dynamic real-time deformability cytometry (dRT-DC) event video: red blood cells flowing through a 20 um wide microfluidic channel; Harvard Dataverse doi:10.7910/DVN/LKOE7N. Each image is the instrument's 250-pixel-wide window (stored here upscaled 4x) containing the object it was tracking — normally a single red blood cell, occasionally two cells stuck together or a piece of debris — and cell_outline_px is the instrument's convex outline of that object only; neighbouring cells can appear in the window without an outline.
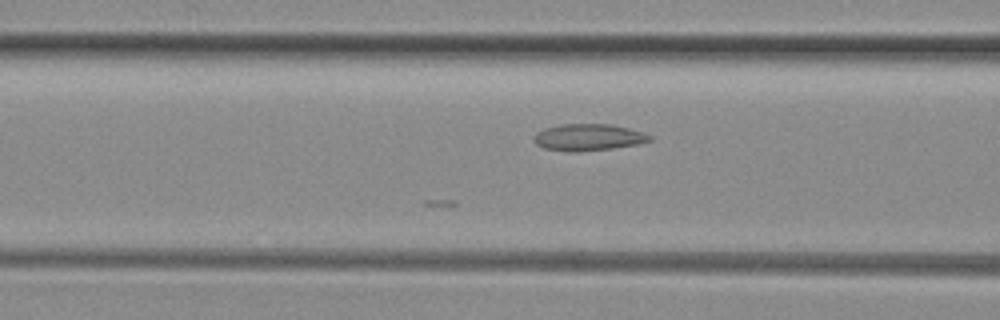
{"species": "common noctule bat (a hibernating species)", "species_latin": "Nyctalus noctula", "temperature_condition": "room temperature", "stored_images_in_passage": 4, "camera_frame_rate_fps": 3000, "um_per_image_px": 0.085, "animal": {"sex": "female", "body_mass_g": 29.2, "forearm_length_mm": 56.3}, "frame": {"image": 1, "passage_image": 4, "time_ms": 1.0, "image_size_px": [1000, 320], "cell_outline_px": [[652, 140], [636, 144], [612, 148], [576, 152], [572, 152], [544, 148], [536, 144], [532, 140], [532, 136], [536, 132], [544, 128], [560, 124], [612, 124], [628, 128], [652, 136]], "centroid_in_image_um": [49.94, 11.66], "position_along_channel_um": 116.7, "area_um2": 18.03}}